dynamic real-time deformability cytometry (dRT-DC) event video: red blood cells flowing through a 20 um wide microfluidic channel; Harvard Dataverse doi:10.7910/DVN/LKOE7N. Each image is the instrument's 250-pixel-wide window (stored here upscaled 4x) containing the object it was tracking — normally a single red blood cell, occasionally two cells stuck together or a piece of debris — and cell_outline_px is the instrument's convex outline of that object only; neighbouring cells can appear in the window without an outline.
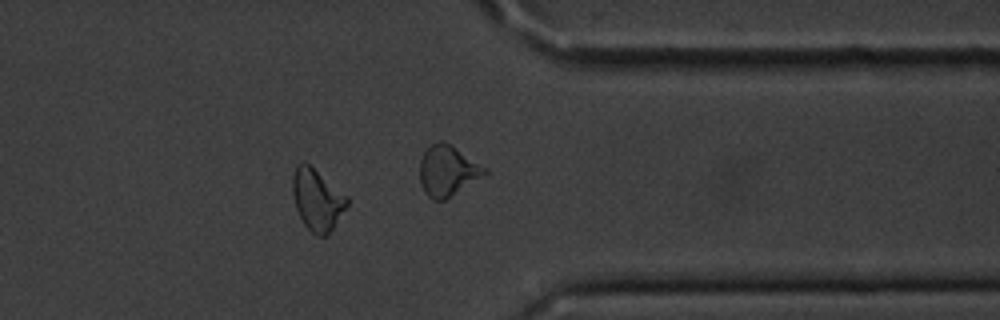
{"species": "common noctule bat (a hibernating species)", "species_latin": "Nyctalus noctula", "temperature_condition": "cold", "stored_images_in_passage": 14, "camera_frame_rate_fps": 3000, "um_per_image_px": 0.085, "animal": {"sex": "male", "body_mass_g": 20.1, "forearm_length_mm": 53.5}, "frame": {"image": 1, "passage_image": 12, "time_ms": 3.667, "image_size_px": [1000, 320], "cell_outline_px": [[348, 204], [332, 228], [324, 236], [316, 236], [304, 224], [296, 208], [292, 192], [292, 180], [296, 164], [300, 160], [304, 160], [348, 196]], "centroid_in_image_um": [26.93, 16.92], "position_along_channel_um": 384.5, "area_um2": 19.36}}